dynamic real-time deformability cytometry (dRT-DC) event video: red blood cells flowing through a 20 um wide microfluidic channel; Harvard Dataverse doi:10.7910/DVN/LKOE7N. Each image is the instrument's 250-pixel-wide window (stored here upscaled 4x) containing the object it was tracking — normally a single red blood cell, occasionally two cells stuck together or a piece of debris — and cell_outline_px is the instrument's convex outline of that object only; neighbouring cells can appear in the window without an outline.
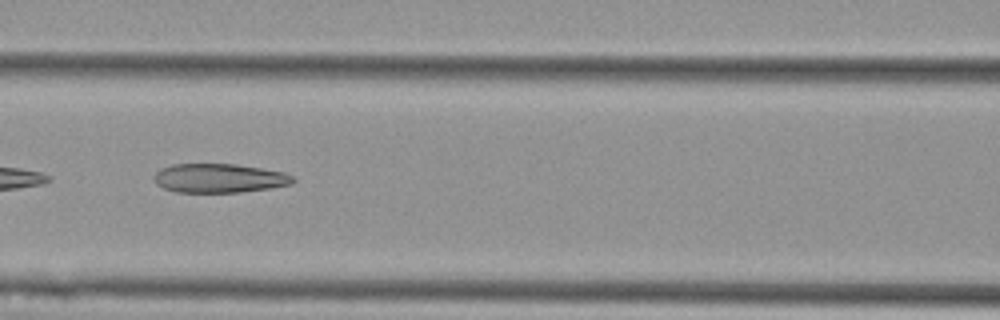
{"species": "Egyptian fruit bat (a non-hibernating species)", "species_latin": "Rousettus aegyptiacus", "temperature_condition": "cold", "stored_images_in_passage": 54, "camera_frame_rate_fps": 3000, "um_per_image_px": 0.085, "animal": {"sex": "female"}, "frame": {"image": 1, "passage_image": 24, "time_ms": 7.667, "image_size_px": [1000, 320], "cell_outline_px": [[296, 180], [292, 184], [268, 188], [240, 192], [176, 192], [164, 188], [156, 184], [152, 180], [152, 176], [160, 168], [172, 164], [236, 164], [284, 172], [292, 176]], "centroid_in_image_um": [18.59, 15.14], "position_along_channel_um": 148.0, "area_um2": 23.58}}
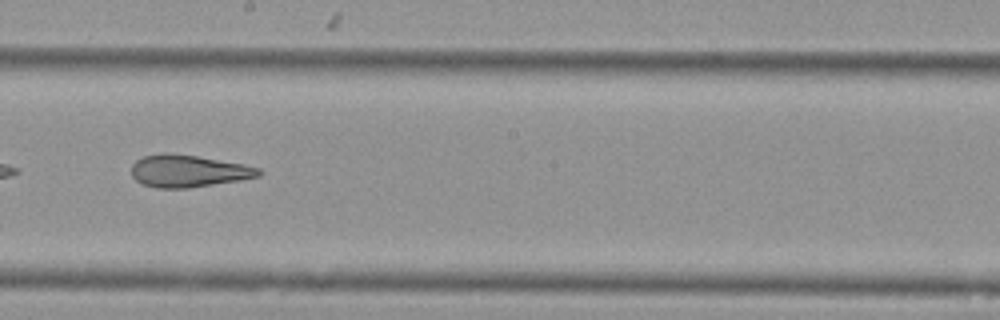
{"frame": {"image": 2, "passage_image": 31, "time_ms": 10.0, "image_size_px": [1000, 320], "cell_outline_px": [[264, 172], [260, 176], [240, 180], [188, 188], [156, 188], [144, 184], [136, 180], [132, 176], [132, 164], [136, 160], [144, 156], [160, 152], [168, 152], [196, 156], [244, 164], [260, 168]], "centroid_in_image_um": [16.01, 14.53], "position_along_channel_um": 232.2, "area_um2": 23.99}, "authors_computed_cell_mechanics": {"area_um2": 27.9174, "velocity_mm_per_s": 3.6298, "shape_relaxation_time_tau1_ms": null, "shape_relaxation_time_tau2_ms": 3.3502, "deformation_change_tau1": null, "deformation_change_tau2": 0.1454}}